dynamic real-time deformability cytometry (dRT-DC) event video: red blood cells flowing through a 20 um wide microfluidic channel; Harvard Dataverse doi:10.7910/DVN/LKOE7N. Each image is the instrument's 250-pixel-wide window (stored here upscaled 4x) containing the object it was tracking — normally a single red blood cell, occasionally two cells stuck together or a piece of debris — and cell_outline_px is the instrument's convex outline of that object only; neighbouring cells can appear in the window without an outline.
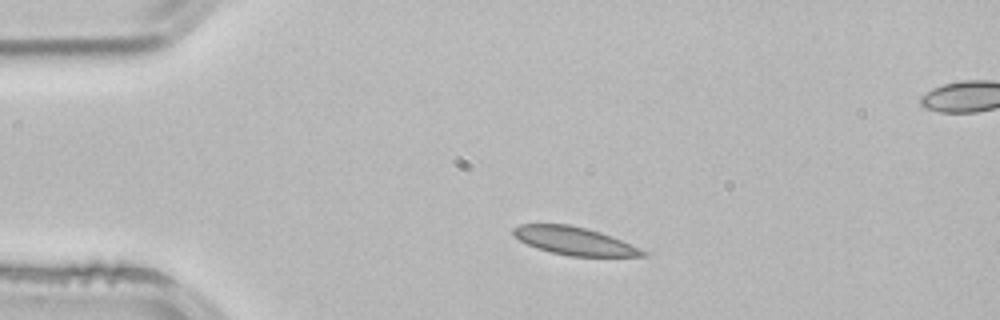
{"species": "common noctule bat (a hibernating species)", "species_latin": "Nyctalus noctula", "temperature_condition": "room temperature", "stored_images_in_passage": 2, "camera_frame_rate_fps": 3000, "um_per_image_px": 0.085, "animal": {"sex": "male", "body_mass_g": 21.5, "forearm_length_mm": 52.0}, "frame": {"image": 1, "passage_image": 1, "time_ms": 0.0, "image_size_px": [1000, 320], "cell_outline_px": [[648, 256], [568, 256], [536, 248], [520, 240], [512, 232], [512, 228], [520, 224], [568, 224], [600, 232], [612, 236], [648, 252]], "centroid_in_image_um": [48.82, 20.48], "position_along_channel_um": 36.2, "area_um2": 20.87}}